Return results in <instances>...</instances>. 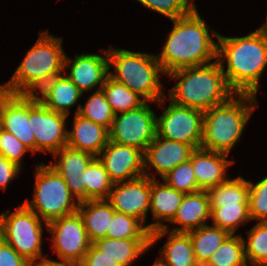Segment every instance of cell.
I'll use <instances>...</instances> for the list:
<instances>
[{"label": "cell", "instance_id": "22", "mask_svg": "<svg viewBox=\"0 0 267 266\" xmlns=\"http://www.w3.org/2000/svg\"><path fill=\"white\" fill-rule=\"evenodd\" d=\"M185 193L177 191L168 186L165 182H158L151 178L150 211L156 222L146 225L147 229L154 230L164 228L162 221L171 222L182 203Z\"/></svg>", "mask_w": 267, "mask_h": 266}, {"label": "cell", "instance_id": "40", "mask_svg": "<svg viewBox=\"0 0 267 266\" xmlns=\"http://www.w3.org/2000/svg\"><path fill=\"white\" fill-rule=\"evenodd\" d=\"M0 266H30L24 257H22L12 246L4 241L0 232Z\"/></svg>", "mask_w": 267, "mask_h": 266}, {"label": "cell", "instance_id": "46", "mask_svg": "<svg viewBox=\"0 0 267 266\" xmlns=\"http://www.w3.org/2000/svg\"><path fill=\"white\" fill-rule=\"evenodd\" d=\"M153 266H162L157 261L154 262Z\"/></svg>", "mask_w": 267, "mask_h": 266}, {"label": "cell", "instance_id": "36", "mask_svg": "<svg viewBox=\"0 0 267 266\" xmlns=\"http://www.w3.org/2000/svg\"><path fill=\"white\" fill-rule=\"evenodd\" d=\"M162 179L168 186L185 194L199 191L192 161L190 159L177 165Z\"/></svg>", "mask_w": 267, "mask_h": 266}, {"label": "cell", "instance_id": "43", "mask_svg": "<svg viewBox=\"0 0 267 266\" xmlns=\"http://www.w3.org/2000/svg\"><path fill=\"white\" fill-rule=\"evenodd\" d=\"M36 263L37 262L30 263V266H76L69 262H64V261L59 262V261L50 260L47 257L40 259L38 263L37 264Z\"/></svg>", "mask_w": 267, "mask_h": 266}, {"label": "cell", "instance_id": "3", "mask_svg": "<svg viewBox=\"0 0 267 266\" xmlns=\"http://www.w3.org/2000/svg\"><path fill=\"white\" fill-rule=\"evenodd\" d=\"M179 80L170 89L168 97L174 103L195 108L203 112L226 102L235 93L225 80L218 60L190 68H183L168 74Z\"/></svg>", "mask_w": 267, "mask_h": 266}, {"label": "cell", "instance_id": "25", "mask_svg": "<svg viewBox=\"0 0 267 266\" xmlns=\"http://www.w3.org/2000/svg\"><path fill=\"white\" fill-rule=\"evenodd\" d=\"M78 212L92 243L106 237L110 229V220L115 212L107 199L79 202Z\"/></svg>", "mask_w": 267, "mask_h": 266}, {"label": "cell", "instance_id": "33", "mask_svg": "<svg viewBox=\"0 0 267 266\" xmlns=\"http://www.w3.org/2000/svg\"><path fill=\"white\" fill-rule=\"evenodd\" d=\"M75 113L107 128L108 130L111 128L115 116L101 89L95 91L89 97L84 107L82 104H79Z\"/></svg>", "mask_w": 267, "mask_h": 266}, {"label": "cell", "instance_id": "4", "mask_svg": "<svg viewBox=\"0 0 267 266\" xmlns=\"http://www.w3.org/2000/svg\"><path fill=\"white\" fill-rule=\"evenodd\" d=\"M62 37L41 31L17 70L5 83L10 94L34 95L53 77L64 72L65 52Z\"/></svg>", "mask_w": 267, "mask_h": 266}, {"label": "cell", "instance_id": "31", "mask_svg": "<svg viewBox=\"0 0 267 266\" xmlns=\"http://www.w3.org/2000/svg\"><path fill=\"white\" fill-rule=\"evenodd\" d=\"M204 266H248L244 239L231 234Z\"/></svg>", "mask_w": 267, "mask_h": 266}, {"label": "cell", "instance_id": "28", "mask_svg": "<svg viewBox=\"0 0 267 266\" xmlns=\"http://www.w3.org/2000/svg\"><path fill=\"white\" fill-rule=\"evenodd\" d=\"M211 206H238L248 204L249 184L238 176L207 190Z\"/></svg>", "mask_w": 267, "mask_h": 266}, {"label": "cell", "instance_id": "19", "mask_svg": "<svg viewBox=\"0 0 267 266\" xmlns=\"http://www.w3.org/2000/svg\"><path fill=\"white\" fill-rule=\"evenodd\" d=\"M227 156L225 153L201 147L192 151L190 160L192 161L199 190L207 191L229 179L226 177V170L235 161L228 160Z\"/></svg>", "mask_w": 267, "mask_h": 266}, {"label": "cell", "instance_id": "44", "mask_svg": "<svg viewBox=\"0 0 267 266\" xmlns=\"http://www.w3.org/2000/svg\"><path fill=\"white\" fill-rule=\"evenodd\" d=\"M8 94L6 85H0V101Z\"/></svg>", "mask_w": 267, "mask_h": 266}, {"label": "cell", "instance_id": "39", "mask_svg": "<svg viewBox=\"0 0 267 266\" xmlns=\"http://www.w3.org/2000/svg\"><path fill=\"white\" fill-rule=\"evenodd\" d=\"M27 151L31 152L17 137L0 127V155L21 167L22 157Z\"/></svg>", "mask_w": 267, "mask_h": 266}, {"label": "cell", "instance_id": "8", "mask_svg": "<svg viewBox=\"0 0 267 266\" xmlns=\"http://www.w3.org/2000/svg\"><path fill=\"white\" fill-rule=\"evenodd\" d=\"M41 218L24 204L11 214H0V232L4 241L12 246L28 262L47 257L42 253L43 226Z\"/></svg>", "mask_w": 267, "mask_h": 266}, {"label": "cell", "instance_id": "7", "mask_svg": "<svg viewBox=\"0 0 267 266\" xmlns=\"http://www.w3.org/2000/svg\"><path fill=\"white\" fill-rule=\"evenodd\" d=\"M45 223L78 212L79 202L61 175L49 164L37 165L33 199L23 203Z\"/></svg>", "mask_w": 267, "mask_h": 266}, {"label": "cell", "instance_id": "42", "mask_svg": "<svg viewBox=\"0 0 267 266\" xmlns=\"http://www.w3.org/2000/svg\"><path fill=\"white\" fill-rule=\"evenodd\" d=\"M22 167L9 161L3 155H0V188L6 190L7 185L17 177Z\"/></svg>", "mask_w": 267, "mask_h": 266}, {"label": "cell", "instance_id": "24", "mask_svg": "<svg viewBox=\"0 0 267 266\" xmlns=\"http://www.w3.org/2000/svg\"><path fill=\"white\" fill-rule=\"evenodd\" d=\"M37 93V99L47 108L69 116V109L82 96L80 89L67 77L58 75L49 80Z\"/></svg>", "mask_w": 267, "mask_h": 266}, {"label": "cell", "instance_id": "20", "mask_svg": "<svg viewBox=\"0 0 267 266\" xmlns=\"http://www.w3.org/2000/svg\"><path fill=\"white\" fill-rule=\"evenodd\" d=\"M169 226L154 230L150 233V247L168 233L169 239L160 249L162 258L156 261L162 266H199L195 259L193 245L188 232H169Z\"/></svg>", "mask_w": 267, "mask_h": 266}, {"label": "cell", "instance_id": "30", "mask_svg": "<svg viewBox=\"0 0 267 266\" xmlns=\"http://www.w3.org/2000/svg\"><path fill=\"white\" fill-rule=\"evenodd\" d=\"M85 185V201L107 199L113 186L104 165L95 157L82 173Z\"/></svg>", "mask_w": 267, "mask_h": 266}, {"label": "cell", "instance_id": "45", "mask_svg": "<svg viewBox=\"0 0 267 266\" xmlns=\"http://www.w3.org/2000/svg\"><path fill=\"white\" fill-rule=\"evenodd\" d=\"M261 27H262V28L266 31V33H267V22H265V24H263Z\"/></svg>", "mask_w": 267, "mask_h": 266}, {"label": "cell", "instance_id": "16", "mask_svg": "<svg viewBox=\"0 0 267 266\" xmlns=\"http://www.w3.org/2000/svg\"><path fill=\"white\" fill-rule=\"evenodd\" d=\"M105 56L98 54H81L75 55L74 60L65 55V68L70 67L69 75L67 76L83 93L91 91L94 87L99 85L98 90L101 89L109 76V58L108 50H102ZM72 63V65H70Z\"/></svg>", "mask_w": 267, "mask_h": 266}, {"label": "cell", "instance_id": "27", "mask_svg": "<svg viewBox=\"0 0 267 266\" xmlns=\"http://www.w3.org/2000/svg\"><path fill=\"white\" fill-rule=\"evenodd\" d=\"M188 233L193 245L195 259L199 266H204L211 258V255L231 235L228 231L213 225H203Z\"/></svg>", "mask_w": 267, "mask_h": 266}, {"label": "cell", "instance_id": "5", "mask_svg": "<svg viewBox=\"0 0 267 266\" xmlns=\"http://www.w3.org/2000/svg\"><path fill=\"white\" fill-rule=\"evenodd\" d=\"M235 95L204 112L201 148L228 155L239 141L257 102L253 94Z\"/></svg>", "mask_w": 267, "mask_h": 266}, {"label": "cell", "instance_id": "23", "mask_svg": "<svg viewBox=\"0 0 267 266\" xmlns=\"http://www.w3.org/2000/svg\"><path fill=\"white\" fill-rule=\"evenodd\" d=\"M211 217V205L207 191L199 190L194 193L184 195L174 219L170 222L182 225L174 227V232H189L191 230L207 225V220Z\"/></svg>", "mask_w": 267, "mask_h": 266}, {"label": "cell", "instance_id": "41", "mask_svg": "<svg viewBox=\"0 0 267 266\" xmlns=\"http://www.w3.org/2000/svg\"><path fill=\"white\" fill-rule=\"evenodd\" d=\"M78 266H121L116 260L100 251L93 243Z\"/></svg>", "mask_w": 267, "mask_h": 266}, {"label": "cell", "instance_id": "2", "mask_svg": "<svg viewBox=\"0 0 267 266\" xmlns=\"http://www.w3.org/2000/svg\"><path fill=\"white\" fill-rule=\"evenodd\" d=\"M203 20L196 7L188 15L171 20L173 29L162 52L156 54L165 75L217 59V42L213 41L209 26Z\"/></svg>", "mask_w": 267, "mask_h": 266}, {"label": "cell", "instance_id": "6", "mask_svg": "<svg viewBox=\"0 0 267 266\" xmlns=\"http://www.w3.org/2000/svg\"><path fill=\"white\" fill-rule=\"evenodd\" d=\"M109 68L114 66L115 72L109 71V76L124 84L146 101L165 103L159 73L164 71L156 55L132 52L125 49H108Z\"/></svg>", "mask_w": 267, "mask_h": 266}, {"label": "cell", "instance_id": "18", "mask_svg": "<svg viewBox=\"0 0 267 266\" xmlns=\"http://www.w3.org/2000/svg\"><path fill=\"white\" fill-rule=\"evenodd\" d=\"M53 155L56 162L49 165L65 180L71 194L77 201H85V185L82 184V173L95 156L67 145Z\"/></svg>", "mask_w": 267, "mask_h": 266}, {"label": "cell", "instance_id": "21", "mask_svg": "<svg viewBox=\"0 0 267 266\" xmlns=\"http://www.w3.org/2000/svg\"><path fill=\"white\" fill-rule=\"evenodd\" d=\"M73 130L67 131V146L97 157L109 141V130L75 113Z\"/></svg>", "mask_w": 267, "mask_h": 266}, {"label": "cell", "instance_id": "12", "mask_svg": "<svg viewBox=\"0 0 267 266\" xmlns=\"http://www.w3.org/2000/svg\"><path fill=\"white\" fill-rule=\"evenodd\" d=\"M67 115L55 112L44 106L31 95V130L35 138V153L54 154L67 145Z\"/></svg>", "mask_w": 267, "mask_h": 266}, {"label": "cell", "instance_id": "29", "mask_svg": "<svg viewBox=\"0 0 267 266\" xmlns=\"http://www.w3.org/2000/svg\"><path fill=\"white\" fill-rule=\"evenodd\" d=\"M101 90L115 115L119 114V112L135 110L147 102L139 94L110 76L106 78Z\"/></svg>", "mask_w": 267, "mask_h": 266}, {"label": "cell", "instance_id": "35", "mask_svg": "<svg viewBox=\"0 0 267 266\" xmlns=\"http://www.w3.org/2000/svg\"><path fill=\"white\" fill-rule=\"evenodd\" d=\"M245 258L251 266H267V221L258 222L248 231Z\"/></svg>", "mask_w": 267, "mask_h": 266}, {"label": "cell", "instance_id": "14", "mask_svg": "<svg viewBox=\"0 0 267 266\" xmlns=\"http://www.w3.org/2000/svg\"><path fill=\"white\" fill-rule=\"evenodd\" d=\"M144 152L134 146L108 141L97 156L113 183L144 176Z\"/></svg>", "mask_w": 267, "mask_h": 266}, {"label": "cell", "instance_id": "13", "mask_svg": "<svg viewBox=\"0 0 267 266\" xmlns=\"http://www.w3.org/2000/svg\"><path fill=\"white\" fill-rule=\"evenodd\" d=\"M151 178H139L114 183L107 200L112 208L119 213L133 216L144 225L150 209Z\"/></svg>", "mask_w": 267, "mask_h": 266}, {"label": "cell", "instance_id": "26", "mask_svg": "<svg viewBox=\"0 0 267 266\" xmlns=\"http://www.w3.org/2000/svg\"><path fill=\"white\" fill-rule=\"evenodd\" d=\"M93 244L121 266H131L142 253L149 250L150 239H109L105 237Z\"/></svg>", "mask_w": 267, "mask_h": 266}, {"label": "cell", "instance_id": "11", "mask_svg": "<svg viewBox=\"0 0 267 266\" xmlns=\"http://www.w3.org/2000/svg\"><path fill=\"white\" fill-rule=\"evenodd\" d=\"M47 229L59 259L78 266L92 245L79 212L50 221Z\"/></svg>", "mask_w": 267, "mask_h": 266}, {"label": "cell", "instance_id": "37", "mask_svg": "<svg viewBox=\"0 0 267 266\" xmlns=\"http://www.w3.org/2000/svg\"><path fill=\"white\" fill-rule=\"evenodd\" d=\"M249 184V216L258 222L267 221V176L256 184L248 180Z\"/></svg>", "mask_w": 267, "mask_h": 266}, {"label": "cell", "instance_id": "17", "mask_svg": "<svg viewBox=\"0 0 267 266\" xmlns=\"http://www.w3.org/2000/svg\"><path fill=\"white\" fill-rule=\"evenodd\" d=\"M193 150L191 145L156 136L144 151V176L157 179L149 173L152 166L163 178L177 165L188 161Z\"/></svg>", "mask_w": 267, "mask_h": 266}, {"label": "cell", "instance_id": "32", "mask_svg": "<svg viewBox=\"0 0 267 266\" xmlns=\"http://www.w3.org/2000/svg\"><path fill=\"white\" fill-rule=\"evenodd\" d=\"M150 231L139 219L124 213L114 212L110 220L109 239H150Z\"/></svg>", "mask_w": 267, "mask_h": 266}, {"label": "cell", "instance_id": "10", "mask_svg": "<svg viewBox=\"0 0 267 266\" xmlns=\"http://www.w3.org/2000/svg\"><path fill=\"white\" fill-rule=\"evenodd\" d=\"M156 136V114L147 102L135 110L116 114L109 129V140L143 152Z\"/></svg>", "mask_w": 267, "mask_h": 266}, {"label": "cell", "instance_id": "1", "mask_svg": "<svg viewBox=\"0 0 267 266\" xmlns=\"http://www.w3.org/2000/svg\"><path fill=\"white\" fill-rule=\"evenodd\" d=\"M211 32L218 40L217 60L229 88L235 94L256 95L259 79L267 66L266 31L259 27L251 34L242 37H225L212 29Z\"/></svg>", "mask_w": 267, "mask_h": 266}, {"label": "cell", "instance_id": "9", "mask_svg": "<svg viewBox=\"0 0 267 266\" xmlns=\"http://www.w3.org/2000/svg\"><path fill=\"white\" fill-rule=\"evenodd\" d=\"M204 112L181 106L170 100L160 117L156 116L157 136L191 145L201 146Z\"/></svg>", "mask_w": 267, "mask_h": 266}, {"label": "cell", "instance_id": "15", "mask_svg": "<svg viewBox=\"0 0 267 266\" xmlns=\"http://www.w3.org/2000/svg\"><path fill=\"white\" fill-rule=\"evenodd\" d=\"M0 127L12 133L35 154L31 130V95L8 93L0 101Z\"/></svg>", "mask_w": 267, "mask_h": 266}, {"label": "cell", "instance_id": "38", "mask_svg": "<svg viewBox=\"0 0 267 266\" xmlns=\"http://www.w3.org/2000/svg\"><path fill=\"white\" fill-rule=\"evenodd\" d=\"M143 6L173 20L188 15L196 6L190 0H137ZM190 1V2H189Z\"/></svg>", "mask_w": 267, "mask_h": 266}, {"label": "cell", "instance_id": "34", "mask_svg": "<svg viewBox=\"0 0 267 266\" xmlns=\"http://www.w3.org/2000/svg\"><path fill=\"white\" fill-rule=\"evenodd\" d=\"M213 226L235 235L237 228L244 222L251 221L248 204L238 206H211Z\"/></svg>", "mask_w": 267, "mask_h": 266}]
</instances>
